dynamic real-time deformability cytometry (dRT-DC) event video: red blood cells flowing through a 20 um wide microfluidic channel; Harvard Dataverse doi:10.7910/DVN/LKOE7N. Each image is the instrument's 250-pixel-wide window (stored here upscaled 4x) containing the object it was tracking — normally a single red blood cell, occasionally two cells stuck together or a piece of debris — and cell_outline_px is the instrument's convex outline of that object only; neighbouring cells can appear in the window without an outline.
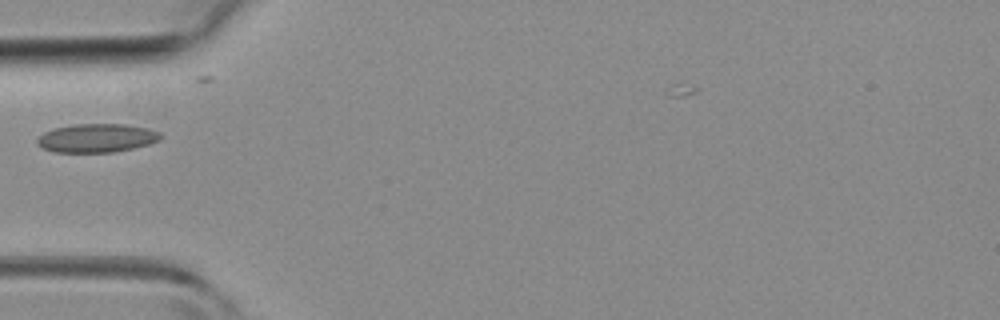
{"species": "common noctule bat (a hibernating species)", "species_latin": "Nyctalus noctula", "temperature_condition": "room temperature", "stored_images_in_passage": 3, "camera_frame_rate_fps": 3000, "um_per_image_px": 0.085, "animal": {"sex": "female", "body_mass_g": 19.3, "forearm_length_mm": 54.1}, "frame": {"image": 1, "passage_image": 3, "time_ms": 3.333, "image_size_px": [1000, 320], "cell_outline_px": [[164, 136], [160, 140], [148, 144], [132, 148], [112, 152], [56, 152], [44, 148], [36, 144], [36, 140], [44, 132], [56, 128], [76, 124], [124, 124], [148, 128], [160, 132]], "centroid_in_image_um": [8.25, 11.73], "position_along_channel_um": 76.7, "area_um2": 20.46}}